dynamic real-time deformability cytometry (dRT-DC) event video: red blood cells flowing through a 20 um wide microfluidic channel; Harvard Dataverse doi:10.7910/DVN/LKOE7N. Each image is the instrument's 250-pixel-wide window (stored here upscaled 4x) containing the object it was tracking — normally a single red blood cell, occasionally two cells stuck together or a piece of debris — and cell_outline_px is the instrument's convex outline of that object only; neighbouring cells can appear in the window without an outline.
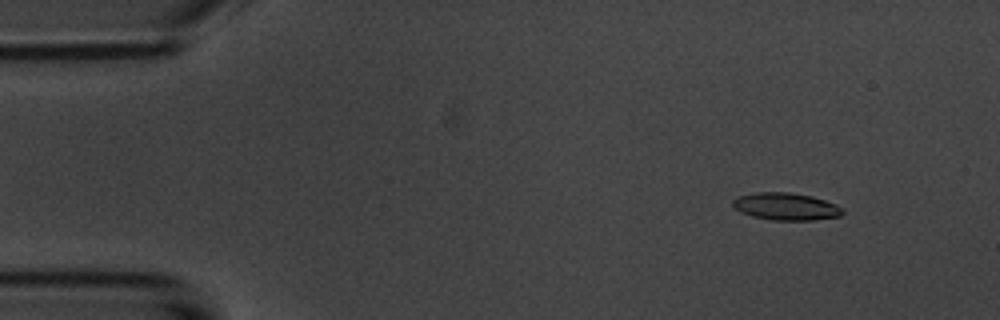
{"species": "common noctule bat (a hibernating species)", "species_latin": "Nyctalus noctula", "temperature_condition": "room temperature", "stored_images_in_passage": 7, "camera_frame_rate_fps": 3000, "um_per_image_px": 0.085, "animal": {"sex": "male", "body_mass_g": 20.1, "forearm_length_mm": 53.5}, "frame": {"image": 1, "passage_image": 2, "time_ms": 1.0, "image_size_px": [1000, 320], "cell_outline_px": [[844, 212], [840, 216], [812, 220], [772, 220], [752, 216], [740, 212], [732, 204], [732, 200], [740, 196], [756, 192], [788, 192], [812, 196], [836, 204]], "centroid_in_image_um": [66.79, 17.55], "position_along_channel_um": 18.2, "area_um2": 17.34}}
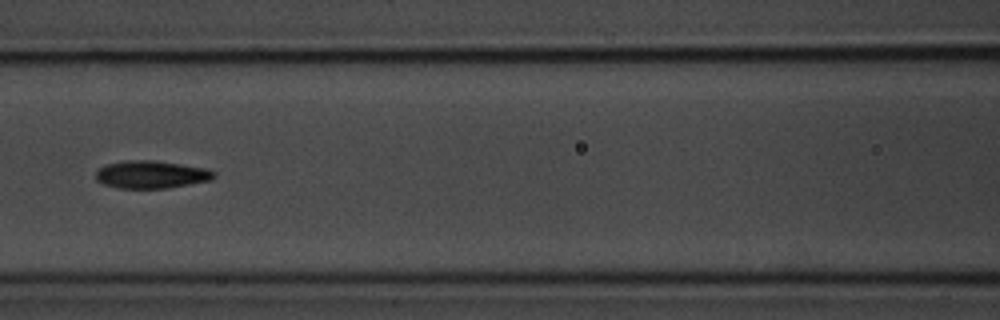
{"frame": {"image": 2, "passage_image": 7, "time_ms": 7.0, "image_size_px": [1000, 320], "cell_outline_px": [[216, 176], [212, 180], [168, 188], [120, 188], [104, 184], [96, 180], [96, 172], [100, 168], [108, 164], [128, 160], [152, 160], [208, 168], [216, 172]], "centroid_in_image_um": [12.91, 14.83], "position_along_channel_um": 153.7, "area_um2": 19.02}}